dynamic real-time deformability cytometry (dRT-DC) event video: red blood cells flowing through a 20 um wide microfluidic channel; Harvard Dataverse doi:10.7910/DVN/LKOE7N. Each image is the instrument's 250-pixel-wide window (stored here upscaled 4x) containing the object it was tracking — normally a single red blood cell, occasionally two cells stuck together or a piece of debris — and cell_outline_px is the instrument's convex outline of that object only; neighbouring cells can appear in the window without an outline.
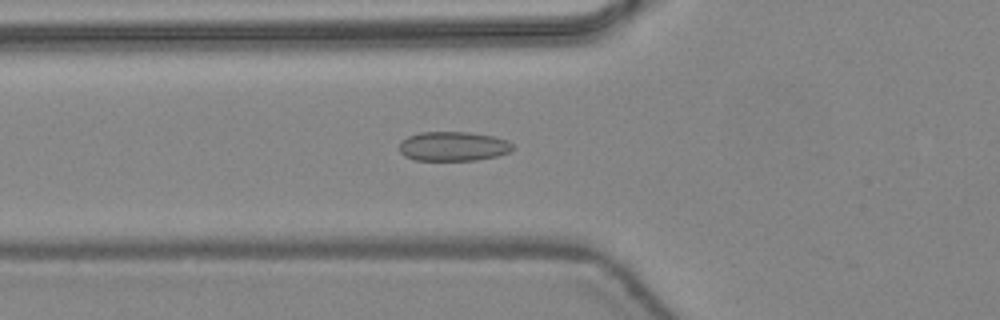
{"species": "common noctule bat (a hibernating species)", "species_latin": "Nyctalus noctula", "temperature_condition": "warm", "stored_images_in_passage": 19, "camera_frame_rate_fps": 3000, "um_per_image_px": 0.085, "animal": {"sex": "female", "body_mass_g": 24.6, "forearm_length_mm": 56.2}, "frame": {"image": 1, "passage_image": 9, "time_ms": 2.667, "image_size_px": [1000, 320], "cell_outline_px": [[512, 148], [508, 152], [496, 156], [476, 160], [416, 160], [404, 156], [400, 152], [400, 140], [408, 136], [420, 132], [468, 132], [492, 136], [508, 140], [512, 144]], "centroid_in_image_um": [38.49, 12.43], "position_along_channel_um": 87.3, "area_um2": 19.36}}
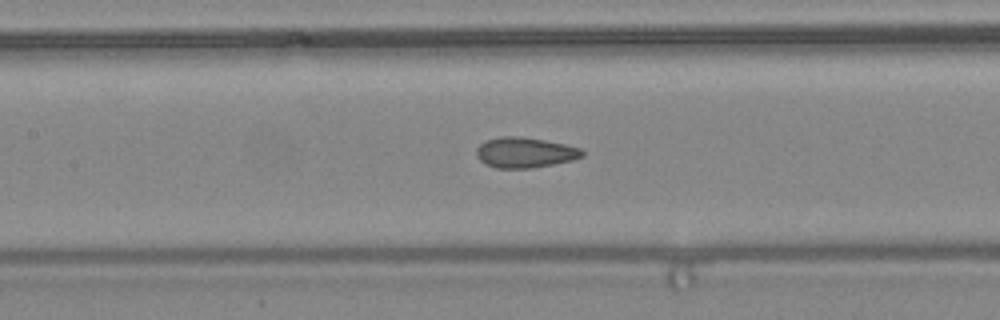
{"frame": {"image": 2, "passage_image": 14, "time_ms": 4.333, "image_size_px": [1000, 320], "cell_outline_px": [[584, 156], [572, 160], [532, 168], [496, 168], [484, 164], [476, 156], [476, 148], [480, 144], [488, 140], [500, 136], [520, 136], [544, 140], [564, 144], [580, 148], [584, 152]], "centroid_in_image_um": [44.59, 12.96], "position_along_channel_um": 162.8, "area_um2": 18.73}}
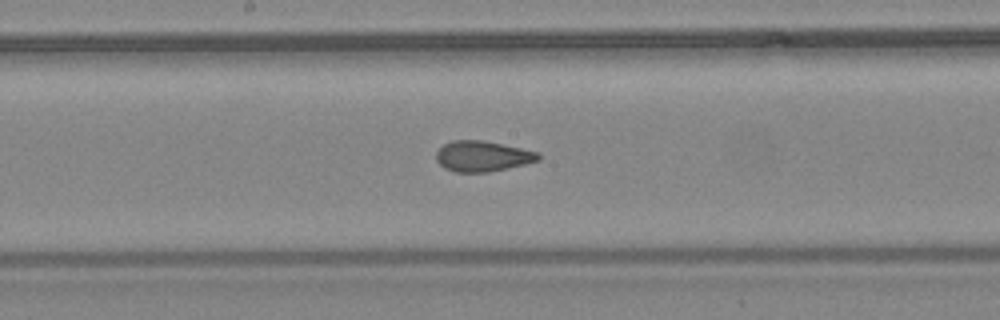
{"frame": {"image": 3, "passage_image": 17, "time_ms": 5.333, "image_size_px": [1000, 320], "cell_outline_px": [[540, 160], [508, 168], [488, 172], [456, 172], [444, 168], [436, 160], [436, 152], [444, 144], [452, 140], [484, 140], [540, 152]], "centroid_in_image_um": [41.02, 13.27], "position_along_channel_um": 207.2, "area_um2": 18.26}}